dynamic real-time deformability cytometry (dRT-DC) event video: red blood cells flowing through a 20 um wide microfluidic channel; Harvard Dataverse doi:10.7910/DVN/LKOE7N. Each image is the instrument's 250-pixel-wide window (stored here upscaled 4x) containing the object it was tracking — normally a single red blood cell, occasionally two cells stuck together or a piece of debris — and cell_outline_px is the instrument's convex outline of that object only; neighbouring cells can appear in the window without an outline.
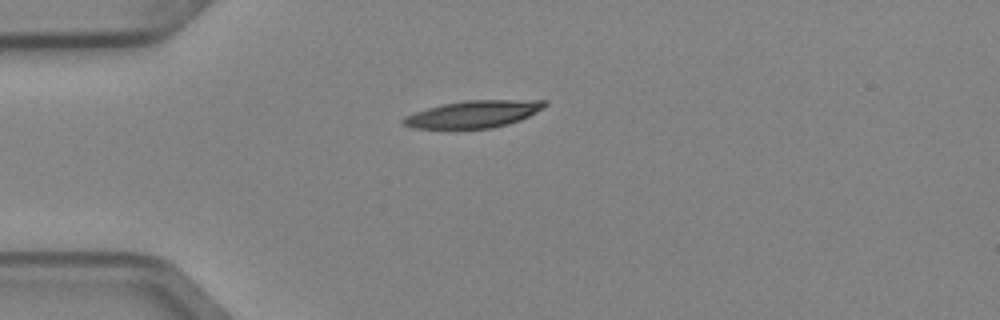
{"species": "Egyptian fruit bat (a non-hibernating species)", "species_latin": "Rousettus aegyptiacus", "temperature_condition": "cold", "stored_images_in_passage": 3, "camera_frame_rate_fps": 3000, "um_per_image_px": 0.085, "animal": {"sex": "female"}, "frame": {"image": 1, "passage_image": 1, "time_ms": 0.0, "image_size_px": [1000, 320], "cell_outline_px": [[548, 104], [536, 112], [520, 120], [508, 124], [492, 128], [412, 128], [400, 124], [400, 120], [404, 116], [428, 108], [444, 104], [464, 100], [548, 100]], "centroid_in_image_um": [40.23, 9.7], "position_along_channel_um": 44.8, "area_um2": 22.31}}
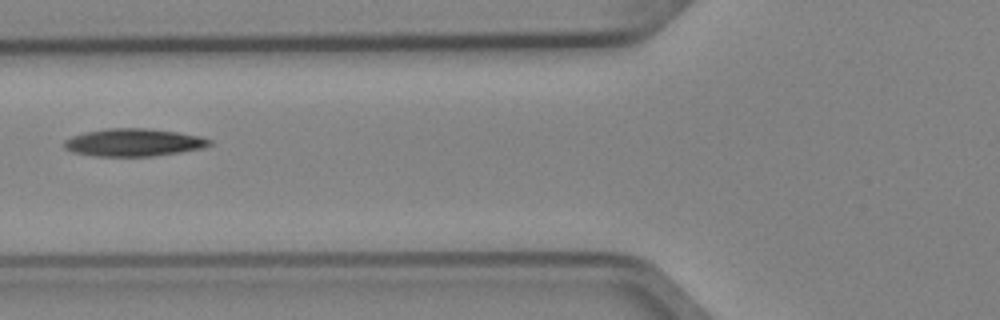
{"frame": {"image": 2, "passage_image": 3, "time_ms": 0.667, "image_size_px": [1000, 320], "cell_outline_px": [[212, 144], [204, 148], [180, 152], [152, 156], [92, 156], [72, 152], [64, 148], [64, 140], [72, 136], [84, 132], [104, 128], [144, 128], [176, 132], [200, 136], [212, 140]], "centroid_in_image_um": [11.34, 12.11], "position_along_channel_um": 114.5, "area_um2": 23.52}}